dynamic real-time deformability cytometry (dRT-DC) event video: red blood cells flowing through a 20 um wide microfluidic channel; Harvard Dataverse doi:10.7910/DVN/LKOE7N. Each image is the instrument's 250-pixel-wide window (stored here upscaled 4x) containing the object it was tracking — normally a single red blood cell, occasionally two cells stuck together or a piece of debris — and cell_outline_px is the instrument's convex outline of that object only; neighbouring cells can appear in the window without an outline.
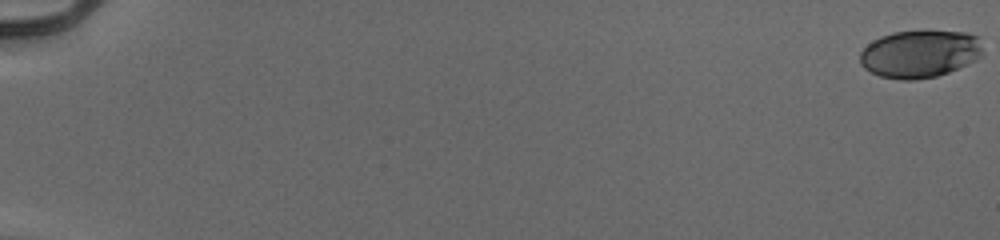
{"species": "human", "species_latin": "Homo sapiens", "temperature_condition": "cold", "stored_images_in_passage": 56, "camera_frame_rate_fps": 3000, "um_per_image_px": 0.085, "donor": {"sex": "male"}, "frame": {"image": 1, "passage_image": 1, "time_ms": 0.0, "image_size_px": [1000, 240], "cell_outline_px": [[980, 56], [976, 60], [968, 64], [948, 72], [936, 76], [916, 80], [900, 80], [880, 76], [864, 68], [860, 64], [860, 52], [872, 40], [880, 36], [892, 32], [920, 28], [924, 28], [968, 32], [980, 36]], "centroid_in_image_um": [78.18, 4.52], "position_along_channel_um": 6.8, "area_um2": 35.03}}
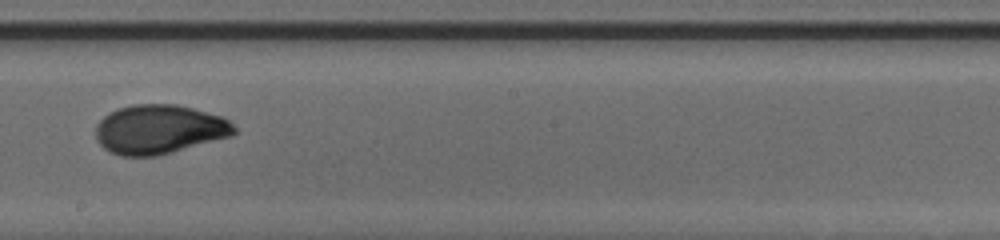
{"frame": {"image": 2, "passage_image": 35, "time_ms": 11.333, "image_size_px": [1000, 240], "cell_outline_px": [[236, 132], [232, 136], [172, 152], [156, 156], [120, 156], [108, 152], [96, 140], [96, 124], [108, 112], [116, 108], [132, 104], [176, 104], [224, 116], [236, 128]], "centroid_in_image_um": [13.52, 10.99], "position_along_channel_um": 234.7, "area_um2": 40.06}}
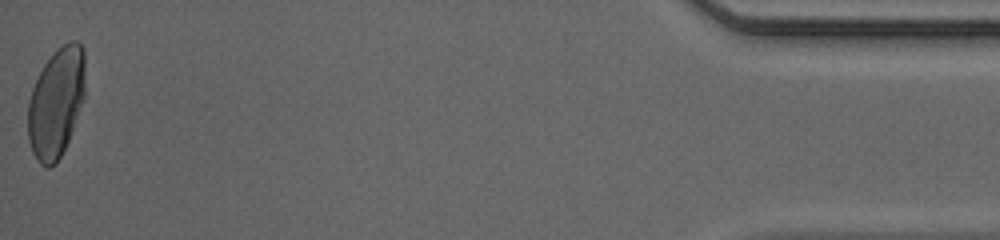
{"frame": {"image": 3, "passage_image": 56, "time_ms": 18.333, "image_size_px": [1000, 240], "cell_outline_px": [[84, 96], [68, 140], [56, 164], [48, 168], [40, 164], [36, 160], [32, 152], [28, 140], [28, 100], [32, 88], [44, 64], [68, 40], [76, 40], [84, 48]], "centroid_in_image_um": [4.76, 8.74], "position_along_channel_um": 430.4, "area_um2": 36.24}, "authors_computed_cell_mechanics": {"area_um2": 36.7319, "velocity_mm_per_s": 3.9474, "shape_relaxation_time_tau1_ms": 4.91, "shape_relaxation_time_tau2_ms": 0.8474, "deformation_change_tau1": 0.1844, "deformation_change_tau2": 0.0416}}